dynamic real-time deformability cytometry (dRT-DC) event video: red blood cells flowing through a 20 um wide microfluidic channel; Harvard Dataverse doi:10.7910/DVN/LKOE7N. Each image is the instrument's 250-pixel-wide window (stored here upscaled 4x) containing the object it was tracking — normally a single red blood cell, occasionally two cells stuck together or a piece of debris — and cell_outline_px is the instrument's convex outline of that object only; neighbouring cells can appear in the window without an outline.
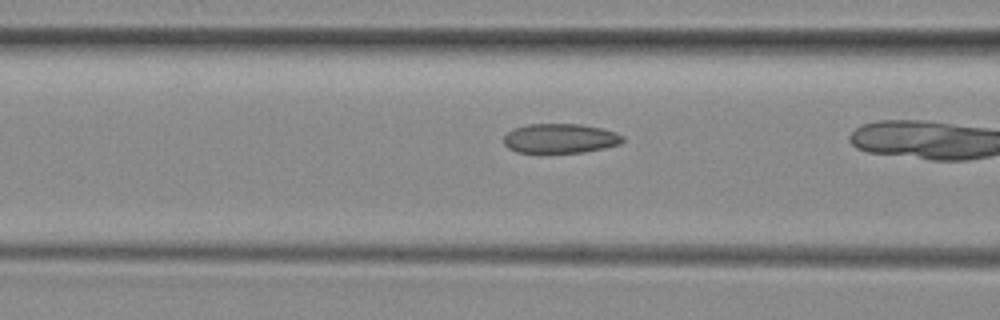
{"species": "common noctule bat (a hibernating species)", "species_latin": "Nyctalus noctula", "temperature_condition": "room temperature", "stored_images_in_passage": 24, "camera_frame_rate_fps": 3000, "um_per_image_px": 0.085, "animal": {"sex": "female", "body_mass_g": 29.2, "forearm_length_mm": 56.3}, "frame": {"image": 1, "passage_image": 13, "time_ms": 4.0, "image_size_px": [1000, 320], "cell_outline_px": [[624, 140], [620, 144], [604, 148], [584, 152], [516, 152], [508, 148], [504, 144], [504, 136], [512, 128], [524, 124], [580, 124], [600, 128], [616, 132], [624, 136]], "centroid_in_image_um": [47.6, 11.75], "position_along_channel_um": 119.0, "area_um2": 20.52}}
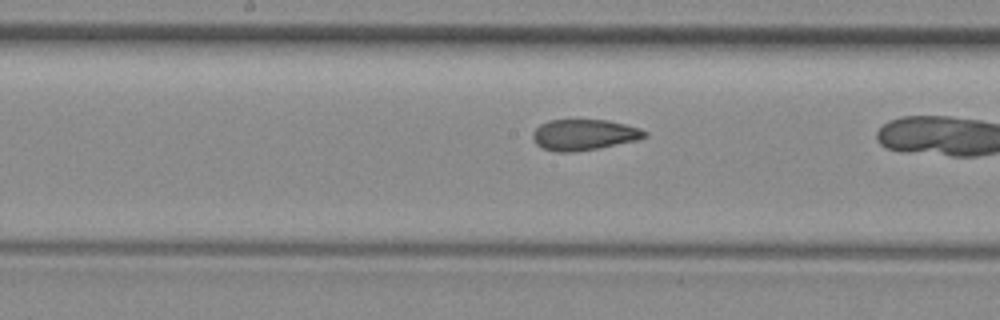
{"frame": {"image": 2, "passage_image": 19, "time_ms": 6.0, "image_size_px": [1000, 320], "cell_outline_px": [[648, 136], [636, 140], [596, 148], [572, 152], [556, 152], [544, 148], [536, 144], [532, 136], [532, 132], [540, 124], [548, 120], [608, 120], [640, 128], [648, 132]], "centroid_in_image_um": [49.63, 11.44], "position_along_channel_um": 198.6, "area_um2": 20.0}}
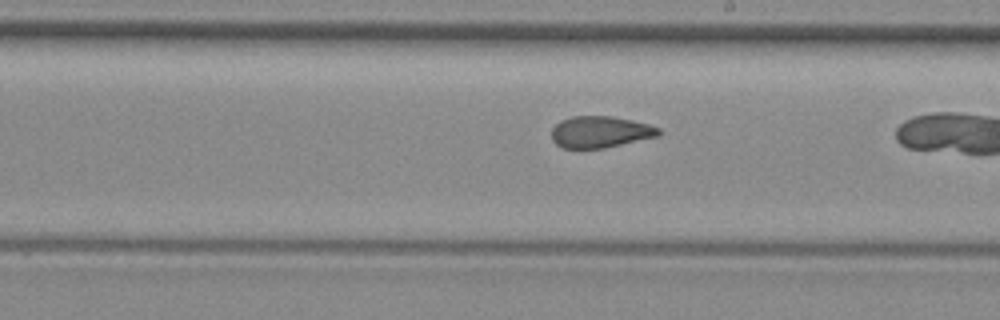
{"frame": {"image": 3, "passage_image": 22, "time_ms": 7.0, "image_size_px": [1000, 320], "cell_outline_px": [[660, 136], [604, 148], [564, 148], [556, 144], [552, 140], [552, 128], [560, 120], [572, 116], [612, 116], [632, 120], [648, 124], [660, 128]], "centroid_in_image_um": [51.03, 11.21], "position_along_channel_um": 238.0, "area_um2": 19.77}}